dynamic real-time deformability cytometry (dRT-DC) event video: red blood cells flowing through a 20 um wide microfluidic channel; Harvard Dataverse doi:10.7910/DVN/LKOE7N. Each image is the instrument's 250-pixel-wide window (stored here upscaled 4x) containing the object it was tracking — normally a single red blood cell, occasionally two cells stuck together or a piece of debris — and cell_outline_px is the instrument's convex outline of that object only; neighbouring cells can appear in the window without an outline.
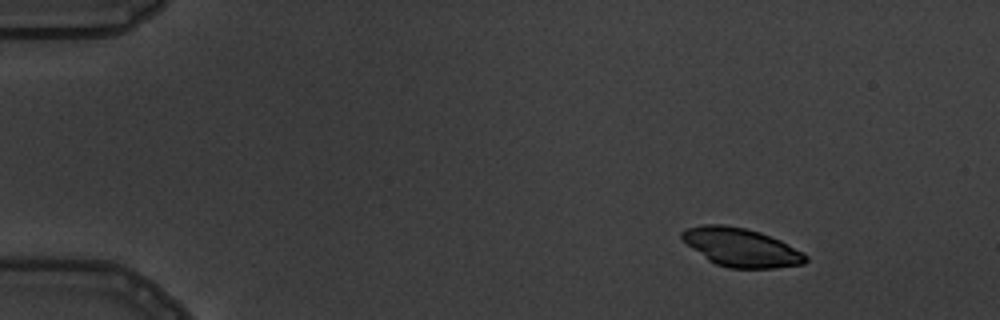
{"species": "common noctule bat (a hibernating species)", "species_latin": "Nyctalus noctula", "temperature_condition": "warm", "stored_images_in_passage": 5, "camera_frame_rate_fps": 3000, "um_per_image_px": 0.085, "animal": {"sex": "male", "body_mass_g": 19.5, "forearm_length_mm": 54.6}, "frame": {"image": 1, "passage_image": 2, "time_ms": 1.333, "image_size_px": [1000, 320], "cell_outline_px": [[808, 260], [804, 264], [776, 268], [728, 268], [716, 264], [708, 260], [680, 240], [680, 232], [684, 228], [704, 224], [724, 224], [744, 228], [760, 232], [780, 240], [804, 252], [808, 256]], "centroid_in_image_um": [62.97, 21.02], "position_along_channel_um": 22.0, "area_um2": 28.09}}
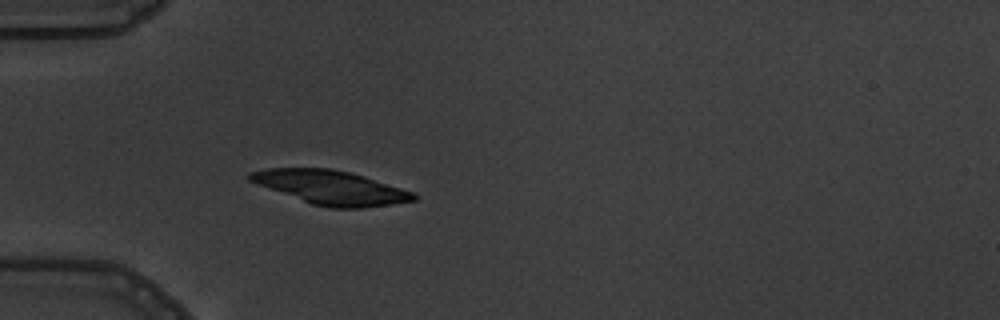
{"frame": {"image": 2, "passage_image": 5, "time_ms": 4.667, "image_size_px": [1000, 320], "cell_outline_px": [[416, 200], [364, 208], [332, 208], [312, 204], [248, 180], [248, 172], [268, 168], [328, 168], [348, 172], [364, 176], [412, 192], [416, 196]], "centroid_in_image_um": [28.1, 15.93], "position_along_channel_um": 56.9, "area_um2": 31.79}}